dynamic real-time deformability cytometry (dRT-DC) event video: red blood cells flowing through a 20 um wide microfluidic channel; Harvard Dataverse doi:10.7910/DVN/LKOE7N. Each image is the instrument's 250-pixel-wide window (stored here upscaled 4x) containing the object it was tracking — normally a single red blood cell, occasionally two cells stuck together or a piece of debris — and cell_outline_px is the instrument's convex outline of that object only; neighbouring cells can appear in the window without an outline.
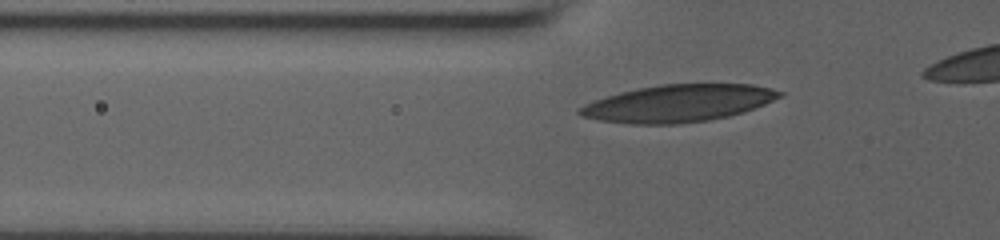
{"species": "human", "species_latin": "Homo sapiens", "temperature_condition": "room temperature", "stored_images_in_passage": 17, "camera_frame_rate_fps": 3000, "um_per_image_px": 0.085, "donor": {"sex": "male"}, "frame": {"image": 1, "passage_image": 5, "time_ms": 1.333, "image_size_px": [1000, 240], "cell_outline_px": [[784, 92], [780, 96], [764, 104], [744, 112], [728, 116], [708, 120], [676, 124], [628, 124], [600, 120], [580, 116], [576, 112], [576, 108], [584, 104], [620, 92], [636, 88], [660, 84], [752, 84], [772, 88]], "centroid_in_image_um": [57.62, 8.78], "position_along_channel_um": 68.2, "area_um2": 43.35}}
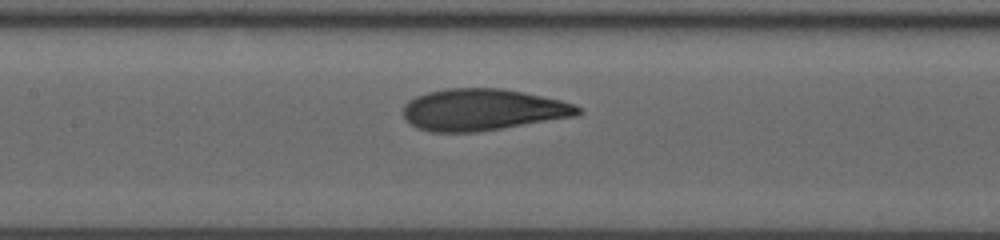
{"frame": {"image": 2, "passage_image": 11, "time_ms": 4.0, "image_size_px": [1000, 240], "cell_outline_px": [[584, 112], [576, 116], [476, 132], [432, 132], [416, 128], [408, 124], [404, 120], [404, 104], [408, 100], [416, 96], [428, 92], [444, 88], [500, 88], [524, 92], [560, 100], [576, 104]], "centroid_in_image_um": [40.99, 9.32], "position_along_channel_um": 166.4, "area_um2": 42.6}}
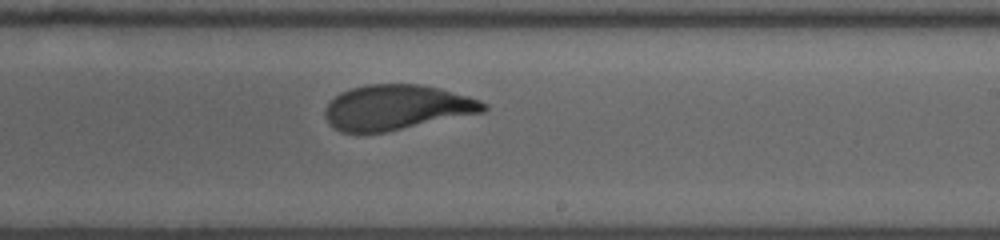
{"frame": {"image": 3, "passage_image": 17, "time_ms": 6.333, "image_size_px": [1000, 240], "cell_outline_px": [[488, 108], [484, 112], [384, 132], [340, 132], [332, 128], [328, 124], [324, 116], [324, 112], [328, 104], [340, 92], [352, 88], [368, 84], [420, 84], [440, 88], [468, 96], [480, 100], [488, 104]], "centroid_in_image_um": [33.71, 9.12], "position_along_channel_um": 255.3, "area_um2": 41.56}}